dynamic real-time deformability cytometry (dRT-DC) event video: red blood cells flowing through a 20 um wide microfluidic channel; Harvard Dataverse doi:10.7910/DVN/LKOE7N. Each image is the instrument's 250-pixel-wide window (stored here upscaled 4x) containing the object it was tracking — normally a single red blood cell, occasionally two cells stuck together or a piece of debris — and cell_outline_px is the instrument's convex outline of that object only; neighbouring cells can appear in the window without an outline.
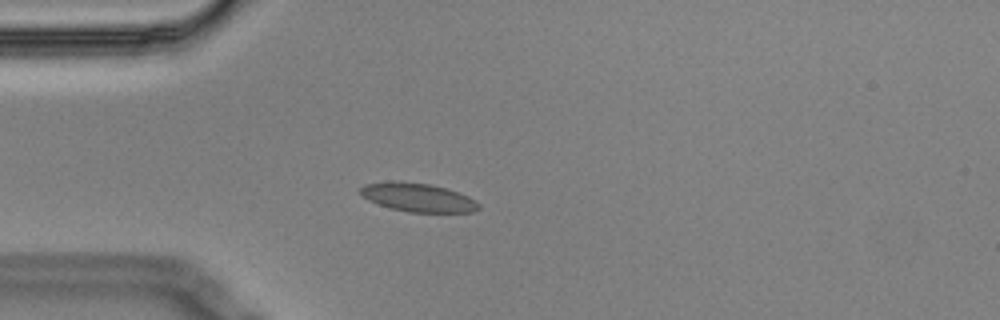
{"species": "Egyptian fruit bat (a non-hibernating species)", "species_latin": "Rousettus aegyptiacus", "temperature_condition": "cold", "stored_images_in_passage": 5, "camera_frame_rate_fps": 3000, "um_per_image_px": 0.085, "animal": {"sex": "male"}, "frame": {"image": 1, "passage_image": 4, "time_ms": 1.0, "image_size_px": [1000, 320], "cell_outline_px": [[480, 208], [472, 212], [408, 212], [392, 208], [368, 200], [356, 188], [364, 184], [428, 184], [444, 188], [468, 196], [476, 200], [480, 204]], "centroid_in_image_um": [35.59, 16.83], "position_along_channel_um": 49.4, "area_um2": 18.73}}